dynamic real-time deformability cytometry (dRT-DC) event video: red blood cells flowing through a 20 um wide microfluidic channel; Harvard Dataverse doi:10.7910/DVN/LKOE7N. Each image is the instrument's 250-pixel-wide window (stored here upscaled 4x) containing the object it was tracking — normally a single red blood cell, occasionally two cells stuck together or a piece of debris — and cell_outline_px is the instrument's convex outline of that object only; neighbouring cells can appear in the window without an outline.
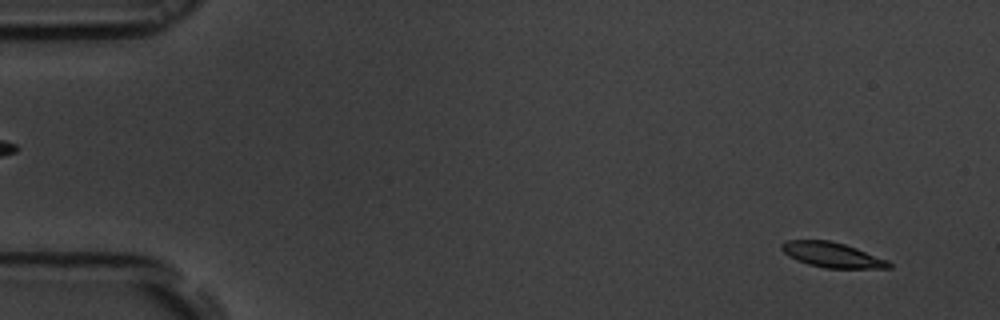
{"species": "common noctule bat (a hibernating species)", "species_latin": "Nyctalus noctula", "temperature_condition": "room temperature", "stored_images_in_passage": 56, "segment_of_instrument_passage": [1, 2], "camera_frame_rate_fps": 3000, "um_per_image_px": 0.085, "animal": {"sex": "male", "body_mass_g": 19.5, "forearm_length_mm": 54.6}, "frame": {"image": 1, "passage_image": 4, "time_ms": 1.0, "image_size_px": [1000, 320], "cell_outline_px": [[892, 268], [824, 268], [808, 264], [796, 260], [788, 256], [780, 248], [780, 244], [784, 240], [828, 240], [844, 244], [856, 248], [888, 260], [892, 264]], "centroid_in_image_um": [70.7, 21.66], "position_along_channel_um": 14.3, "area_um2": 15.72}}
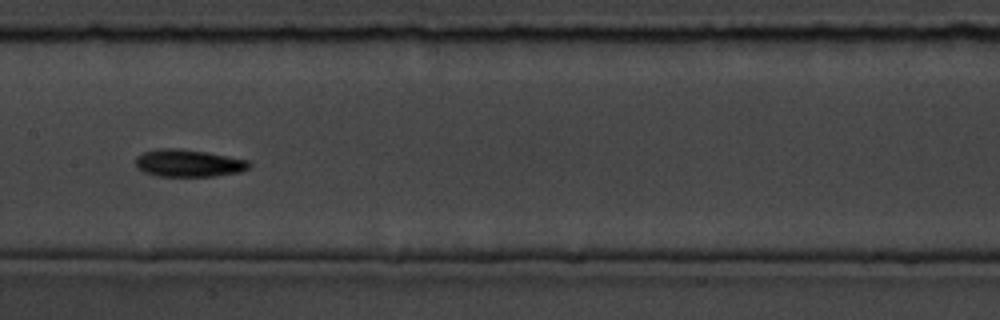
{"frame": {"image": 2, "passage_image": 28, "time_ms": 9.0, "image_size_px": [1000, 320], "cell_outline_px": [[252, 164], [248, 168], [240, 172], [212, 176], [160, 176], [144, 172], [136, 168], [136, 156], [144, 152], [156, 148], [180, 148], [208, 152], [248, 160]], "centroid_in_image_um": [16.01, 13.85], "position_along_channel_um": 191.4, "area_um2": 18.21}}
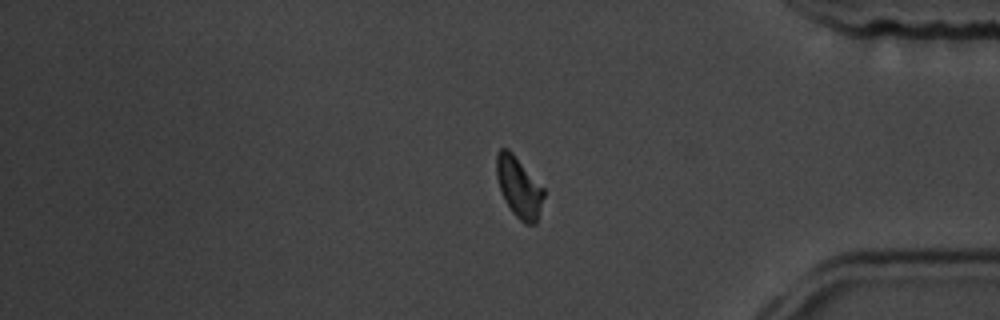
{"frame": {"image": 3, "passage_image": 46, "time_ms": 15.0, "image_size_px": [1000, 320], "cell_outline_px": [[544, 196], [536, 224], [524, 224], [512, 212], [504, 200], [496, 176], [496, 152], [500, 148], [508, 148], [512, 152], [544, 188]], "centroid_in_image_um": [44.09, 15.9], "position_along_channel_um": 391.1, "area_um2": 16.7}}